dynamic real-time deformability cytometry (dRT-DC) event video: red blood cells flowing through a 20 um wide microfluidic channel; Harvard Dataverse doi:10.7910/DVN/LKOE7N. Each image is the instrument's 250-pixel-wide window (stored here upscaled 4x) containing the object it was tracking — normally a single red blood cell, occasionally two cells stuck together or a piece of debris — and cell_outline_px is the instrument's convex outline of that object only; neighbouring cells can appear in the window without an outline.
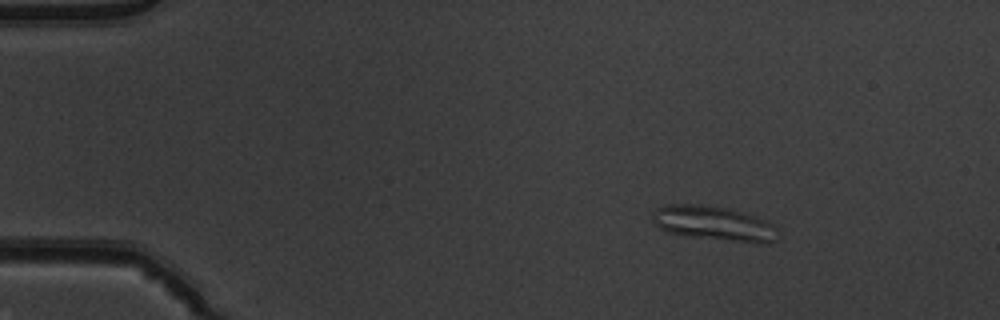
{"species": "common noctule bat (a hibernating species)", "species_latin": "Nyctalus noctula", "temperature_condition": "warm", "stored_images_in_passage": 46, "camera_frame_rate_fps": 3000, "um_per_image_px": 0.085, "animal": {"sex": "male", "body_mass_g": 19.5, "forearm_length_mm": 54.6}, "frame": {"image": 1, "passage_image": 1, "time_ms": 0.0, "image_size_px": [1000, 320], "cell_outline_px": [[776, 240], [764, 244], [688, 236], [668, 232], [660, 228], [652, 220], [652, 212], [656, 208], [668, 204], [700, 204], [724, 208], [740, 212], [752, 216], [772, 224], [776, 228]], "centroid_in_image_um": [60.62, 18.99], "position_along_channel_um": 24.4, "area_um2": 24.85}}
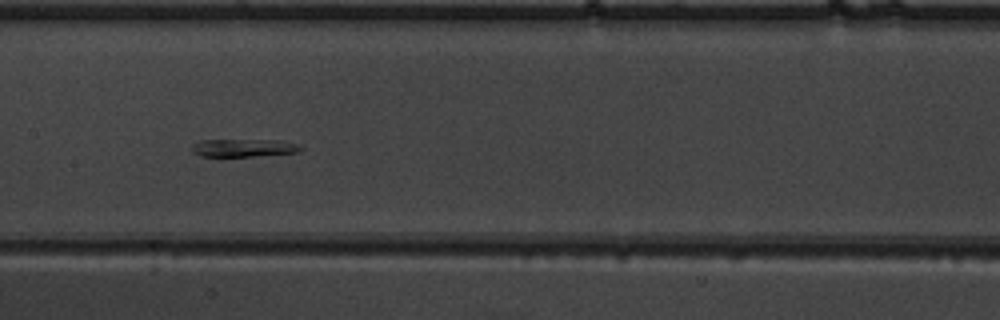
{"frame": {"image": 2, "passage_image": 20, "time_ms": 6.333, "image_size_px": [1000, 320], "cell_outline_px": [[304, 148], [300, 152], [256, 156], [200, 156], [192, 152], [192, 144], [200, 140], [280, 140], [296, 144]], "centroid_in_image_um": [20.71, 12.57], "position_along_channel_um": 186.7, "area_um2": 11.33}}
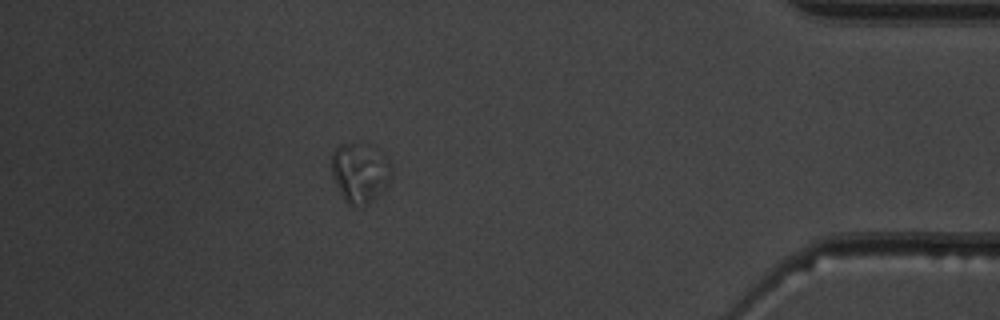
{"frame": {"image": 3, "passage_image": 40, "time_ms": 13.0, "image_size_px": [1000, 320], "cell_outline_px": [[392, 180], [384, 192], [368, 204], [360, 208], [356, 208], [348, 204], [344, 200], [332, 176], [332, 152], [340, 144], [372, 144], [388, 160], [392, 168]], "centroid_in_image_um": [30.64, 14.72], "position_along_channel_um": 404.6, "area_um2": 21.44}}